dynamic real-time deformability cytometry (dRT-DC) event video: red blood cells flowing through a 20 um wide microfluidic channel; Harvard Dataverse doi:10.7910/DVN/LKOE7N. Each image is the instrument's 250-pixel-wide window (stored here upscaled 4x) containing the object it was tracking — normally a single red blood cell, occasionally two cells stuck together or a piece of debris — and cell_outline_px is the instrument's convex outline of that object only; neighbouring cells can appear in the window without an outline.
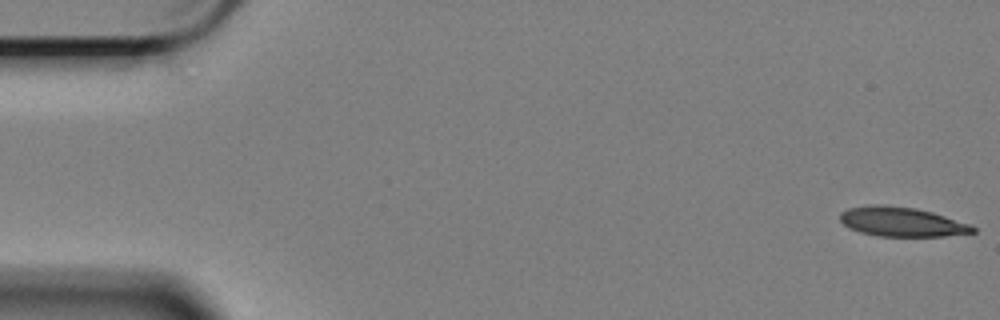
{"species": "Egyptian fruit bat (a non-hibernating species)", "species_latin": "Rousettus aegyptiacus", "temperature_condition": "cold", "stored_images_in_passage": 59, "segment_of_instrument_passage": [1, 2], "camera_frame_rate_fps": 3000, "um_per_image_px": 0.085, "animal": {"sex": "female"}, "frame": {"image": 1, "passage_image": 1, "time_ms": 0.0, "image_size_px": [1000, 320], "cell_outline_px": [[976, 232], [944, 236], [880, 236], [860, 232], [848, 228], [840, 220], [840, 212], [848, 208], [916, 208], [932, 212], [968, 224], [976, 228]], "centroid_in_image_um": [76.69, 18.91], "position_along_channel_um": 8.3, "area_um2": 21.56}}
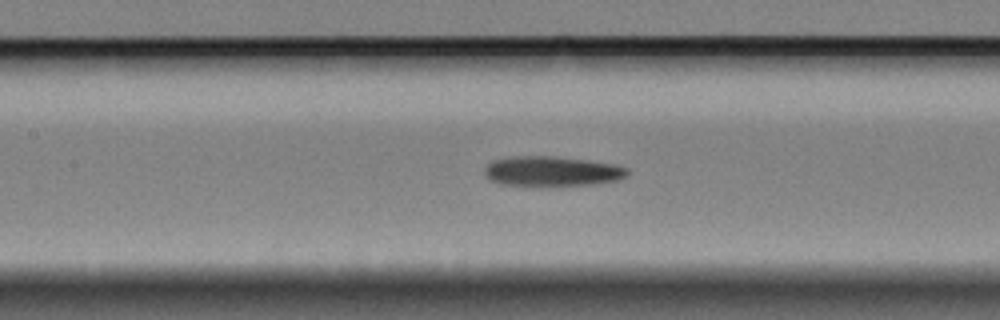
{"frame": {"image": 2, "passage_image": 26, "time_ms": 8.333, "image_size_px": [1000, 320], "cell_outline_px": [[628, 172], [624, 176], [616, 180], [592, 184], [500, 184], [492, 180], [484, 172], [484, 168], [492, 160], [512, 156], [556, 156], [612, 164], [628, 168]], "centroid_in_image_um": [46.88, 14.52], "position_along_channel_um": 160.5, "area_um2": 24.04}}
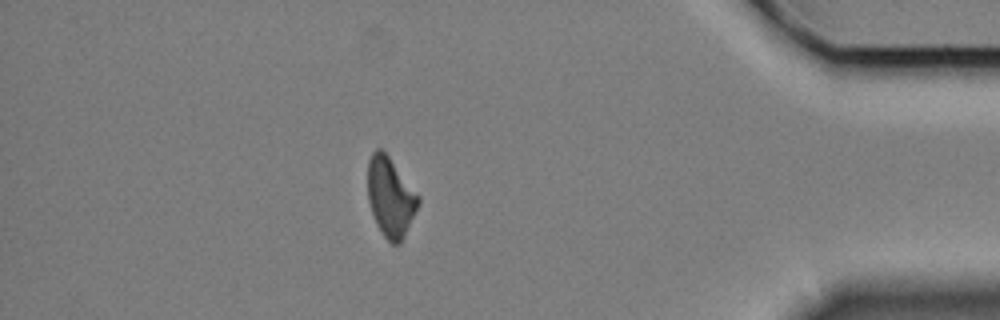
{"frame": {"image": 3, "passage_image": 51, "time_ms": 16.667, "image_size_px": [1000, 320], "cell_outline_px": [[420, 200], [404, 236], [400, 244], [392, 244], [384, 236], [376, 224], [368, 200], [368, 160], [372, 152], [376, 148], [380, 148], [388, 156], [420, 196]], "centroid_in_image_um": [33.17, 16.74], "position_along_channel_um": 402.0, "area_um2": 23.06}}